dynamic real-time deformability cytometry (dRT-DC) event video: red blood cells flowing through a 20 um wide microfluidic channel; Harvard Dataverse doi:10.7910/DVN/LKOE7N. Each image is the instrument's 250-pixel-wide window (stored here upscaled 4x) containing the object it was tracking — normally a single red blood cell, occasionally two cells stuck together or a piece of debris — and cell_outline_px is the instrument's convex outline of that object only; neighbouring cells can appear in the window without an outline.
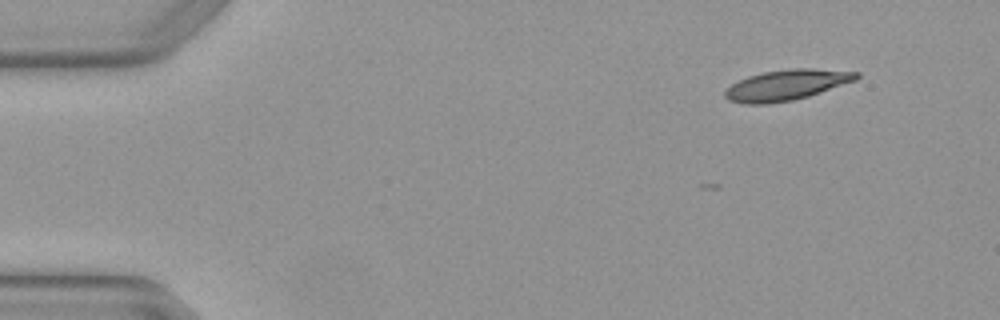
{"species": "Egyptian fruit bat (a non-hibernating species)", "species_latin": "Rousettus aegyptiacus", "temperature_condition": "warm", "stored_images_in_passage": 4, "camera_frame_rate_fps": 3000, "um_per_image_px": 0.085, "animal": {"sex": "female"}, "frame": {"image": 1, "passage_image": 2, "time_ms": 0.333, "image_size_px": [1000, 320], "cell_outline_px": [[860, 76], [856, 80], [808, 96], [792, 100], [768, 104], [744, 104], [728, 100], [724, 96], [724, 92], [732, 84], [748, 76], [764, 72], [792, 68], [812, 68], [860, 72]], "centroid_in_image_um": [66.86, 7.22], "position_along_channel_um": 18.1, "area_um2": 23.29}}